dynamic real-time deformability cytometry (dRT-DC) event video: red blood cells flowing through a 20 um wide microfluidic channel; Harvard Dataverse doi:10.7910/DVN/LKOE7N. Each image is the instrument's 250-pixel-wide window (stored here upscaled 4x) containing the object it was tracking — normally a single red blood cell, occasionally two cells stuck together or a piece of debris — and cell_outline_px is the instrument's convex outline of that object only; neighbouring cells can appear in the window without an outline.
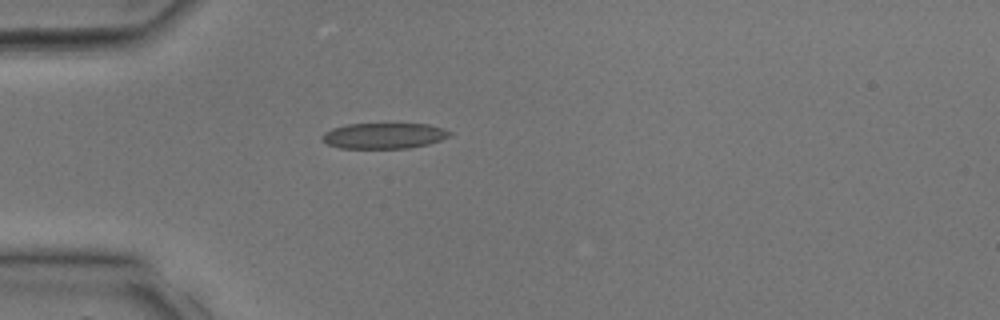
{"species": "common noctule bat (a hibernating species)", "species_latin": "Nyctalus noctula", "temperature_condition": "room temperature", "stored_images_in_passage": 2, "camera_frame_rate_fps": 3000, "um_per_image_px": 0.085, "animal": {"sex": "male", "body_mass_g": 17.9, "forearm_length_mm": 54.2}, "frame": {"image": 1, "passage_image": 2, "time_ms": 0.333, "image_size_px": [1000, 320], "cell_outline_px": [[452, 132], [448, 136], [440, 140], [428, 144], [408, 148], [340, 148], [328, 144], [320, 136], [324, 132], [332, 128], [348, 124], [428, 124]], "centroid_in_image_um": [32.6, 11.54], "position_along_channel_um": 52.4, "area_um2": 18.9}}